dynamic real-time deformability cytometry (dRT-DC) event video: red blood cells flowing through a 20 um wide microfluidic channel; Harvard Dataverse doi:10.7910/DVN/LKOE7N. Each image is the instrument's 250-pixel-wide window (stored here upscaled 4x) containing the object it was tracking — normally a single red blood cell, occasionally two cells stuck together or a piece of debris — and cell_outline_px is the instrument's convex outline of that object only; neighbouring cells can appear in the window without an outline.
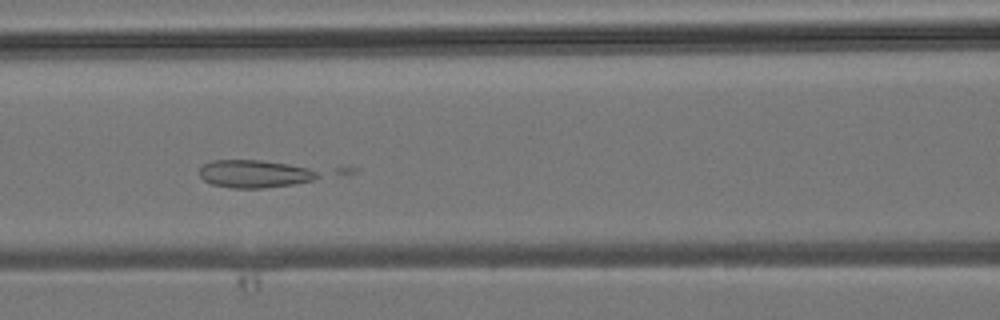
{"species": "common noctule bat (a hibernating species)", "species_latin": "Nyctalus noctula", "temperature_condition": "room temperature", "stored_images_in_passage": 24, "camera_frame_rate_fps": 3000, "um_per_image_px": 0.085, "animal": {"sex": "male", "body_mass_g": 19.2, "forearm_length_mm": 51.8}, "frame": {"image": 1, "passage_image": 16, "time_ms": 5.0, "image_size_px": [1000, 320], "cell_outline_px": [[320, 176], [312, 180], [292, 184], [264, 188], [232, 188], [212, 184], [204, 180], [200, 176], [200, 168], [204, 164], [212, 160], [260, 160], [288, 164], [308, 168], [316, 172]], "centroid_in_image_um": [21.6, 14.77], "position_along_channel_um": 145.0, "area_um2": 18.96}}
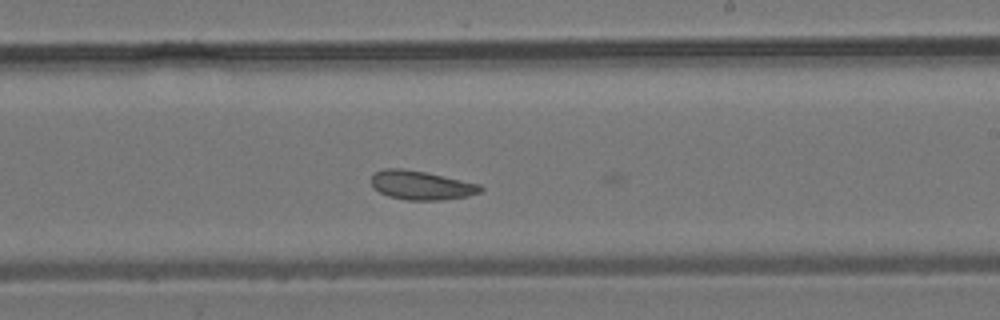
{"frame": {"image": 2, "passage_image": 23, "time_ms": 7.333, "image_size_px": [1000, 320], "cell_outline_px": [[484, 188], [480, 192], [468, 196], [440, 200], [408, 200], [388, 196], [372, 188], [372, 176], [376, 172], [384, 168], [400, 168], [424, 172], [480, 184]], "centroid_in_image_um": [35.8, 15.75], "position_along_channel_um": 253.2, "area_um2": 18.26}}